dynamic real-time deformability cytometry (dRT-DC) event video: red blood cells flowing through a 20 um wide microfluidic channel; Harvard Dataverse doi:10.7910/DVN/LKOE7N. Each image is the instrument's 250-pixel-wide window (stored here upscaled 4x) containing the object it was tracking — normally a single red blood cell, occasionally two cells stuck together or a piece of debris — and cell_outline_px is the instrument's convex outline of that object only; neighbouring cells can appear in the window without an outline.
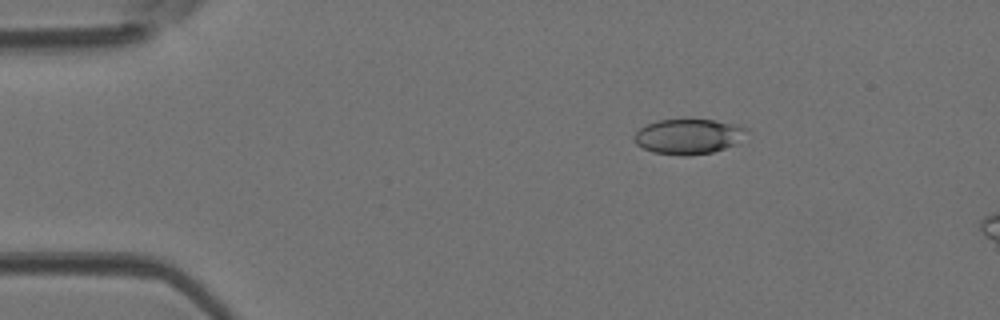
{"species": "Egyptian fruit bat (a non-hibernating species)", "species_latin": "Rousettus aegyptiacus", "temperature_condition": "room temperature", "stored_images_in_passage": 13, "camera_frame_rate_fps": 3000, "um_per_image_px": 0.085, "animal": {"sex": "female"}, "frame": {"image": 1, "passage_image": 8, "time_ms": 2.333, "image_size_px": [1000, 320], "cell_outline_px": [[752, 132], [736, 144], [712, 152], [684, 156], [652, 152], [636, 144], [632, 136], [640, 128], [648, 124], [660, 120], [712, 120], [740, 124], [748, 128]], "centroid_in_image_um": [58.59, 11.6], "position_along_channel_um": 26.4, "area_um2": 23.24}}